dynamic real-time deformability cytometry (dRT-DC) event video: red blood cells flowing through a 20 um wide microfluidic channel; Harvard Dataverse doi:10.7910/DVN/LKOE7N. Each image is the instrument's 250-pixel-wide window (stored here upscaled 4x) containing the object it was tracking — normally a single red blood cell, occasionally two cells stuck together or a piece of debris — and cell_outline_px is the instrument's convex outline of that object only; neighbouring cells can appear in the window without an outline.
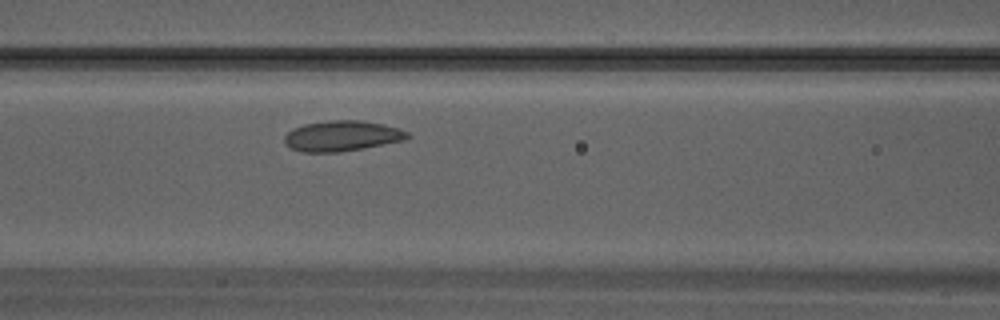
{"species": "Egyptian fruit bat (a non-hibernating species)", "species_latin": "Rousettus aegyptiacus", "temperature_condition": "warm", "stored_images_in_passage": 24, "camera_frame_rate_fps": 3000, "um_per_image_px": 0.085, "animal": {"sex": "male"}, "frame": {"image": 1, "passage_image": 4, "time_ms": 1.0, "image_size_px": [1000, 320], "cell_outline_px": [[412, 136], [404, 140], [364, 148], [340, 152], [300, 152], [288, 148], [284, 144], [284, 136], [292, 128], [304, 124], [332, 120], [360, 120], [384, 124], [400, 128], [408, 132]], "centroid_in_image_um": [29.05, 11.56], "position_along_channel_um": 137.6, "area_um2": 22.14}}
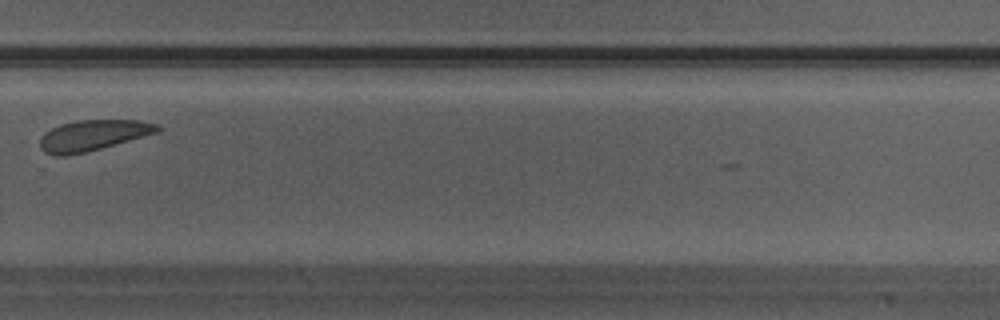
{"frame": {"image": 2, "passage_image": 13, "time_ms": 4.0, "image_size_px": [1000, 320], "cell_outline_px": [[160, 132], [100, 148], [68, 156], [56, 156], [44, 152], [40, 148], [40, 140], [44, 132], [60, 124], [76, 120], [140, 120], [160, 124]], "centroid_in_image_um": [7.9, 11.49], "position_along_channel_um": 321.9, "area_um2": 21.1}}
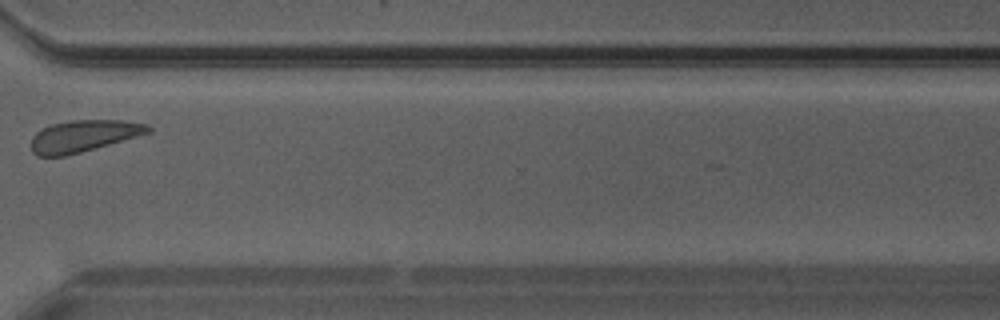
{"frame": {"image": 3, "passage_image": 15, "time_ms": 4.667, "image_size_px": [1000, 320], "cell_outline_px": [[152, 132], [80, 152], [64, 156], [36, 156], [32, 152], [32, 136], [36, 132], [52, 124], [68, 120], [120, 120], [144, 124], [152, 128]], "centroid_in_image_um": [7.07, 11.55], "position_along_channel_um": 363.5, "area_um2": 21.39}}